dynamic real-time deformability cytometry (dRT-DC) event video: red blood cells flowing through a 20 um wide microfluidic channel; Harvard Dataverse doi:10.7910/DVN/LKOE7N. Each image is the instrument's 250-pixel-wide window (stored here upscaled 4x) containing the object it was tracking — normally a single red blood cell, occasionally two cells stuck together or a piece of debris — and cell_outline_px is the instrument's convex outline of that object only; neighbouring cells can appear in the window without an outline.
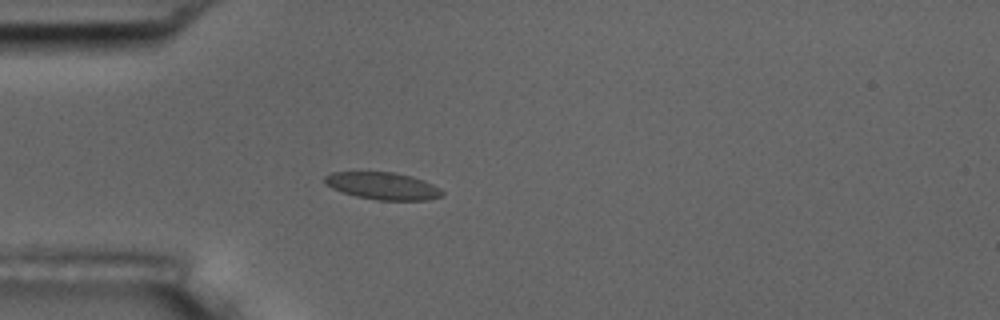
{"species": "common noctule bat (a hibernating species)", "species_latin": "Nyctalus noctula", "temperature_condition": "room temperature", "stored_images_in_passage": 4, "camera_frame_rate_fps": 3000, "um_per_image_px": 0.085, "animal": {"sex": "male", "body_mass_g": 17.5, "forearm_length_mm": 52.3}, "frame": {"image": 1, "passage_image": 4, "time_ms": 4.0, "image_size_px": [1000, 320], "cell_outline_px": [[444, 196], [428, 200], [376, 200], [356, 196], [340, 192], [332, 188], [324, 180], [324, 176], [332, 172], [396, 172], [412, 176], [424, 180], [440, 188], [444, 192]], "centroid_in_image_um": [32.57, 15.8], "position_along_channel_um": 52.4, "area_um2": 18.79}}